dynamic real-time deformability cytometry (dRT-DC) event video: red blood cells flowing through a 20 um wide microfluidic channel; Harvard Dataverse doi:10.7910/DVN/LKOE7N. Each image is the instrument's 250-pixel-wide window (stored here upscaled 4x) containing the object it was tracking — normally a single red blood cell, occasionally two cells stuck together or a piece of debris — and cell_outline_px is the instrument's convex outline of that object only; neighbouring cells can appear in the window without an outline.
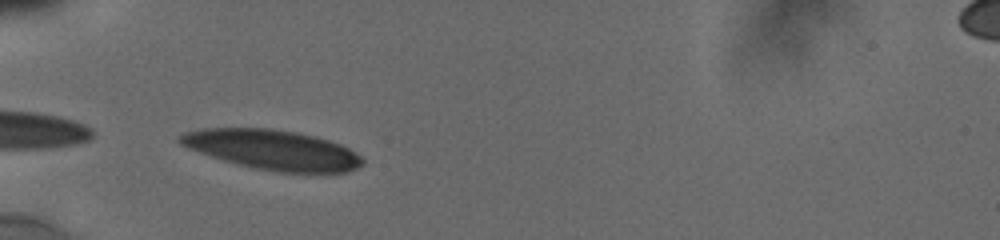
{"species": "human", "species_latin": "Homo sapiens", "temperature_condition": "cold", "stored_images_in_passage": 9, "camera_frame_rate_fps": 3000, "um_per_image_px": 0.085, "donor": {"sex": "male"}, "frame": {"image": 1, "passage_image": 4, "time_ms": 2.333, "image_size_px": [1000, 240], "cell_outline_px": [[364, 164], [348, 172], [280, 172], [256, 168], [224, 160], [188, 148], [180, 144], [176, 140], [176, 136], [184, 132], [200, 128], [272, 128], [296, 132], [316, 136], [340, 144], [348, 148], [360, 156], [364, 160]], "centroid_in_image_um": [23.14, 12.71], "position_along_channel_um": 61.9, "area_um2": 42.19}}
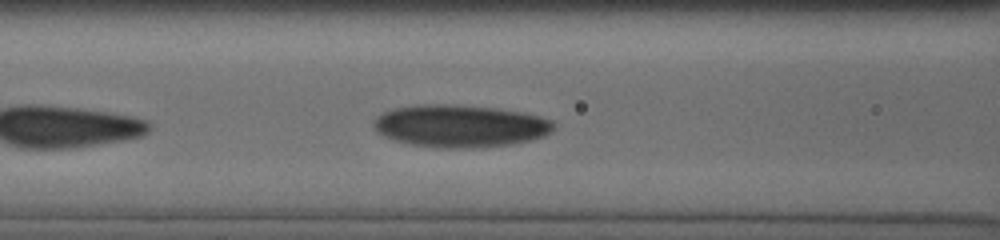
{"frame": {"image": 2, "passage_image": 7, "time_ms": 4.333, "image_size_px": [1000, 240], "cell_outline_px": [[556, 124], [552, 132], [544, 136], [512, 144], [472, 148], [444, 148], [408, 144], [384, 136], [376, 132], [372, 124], [372, 120], [376, 116], [384, 112], [396, 108], [420, 104], [448, 104], [492, 108], [520, 112], [552, 120]], "centroid_in_image_um": [39.07, 10.71], "position_along_channel_um": 127.5, "area_um2": 44.39}}
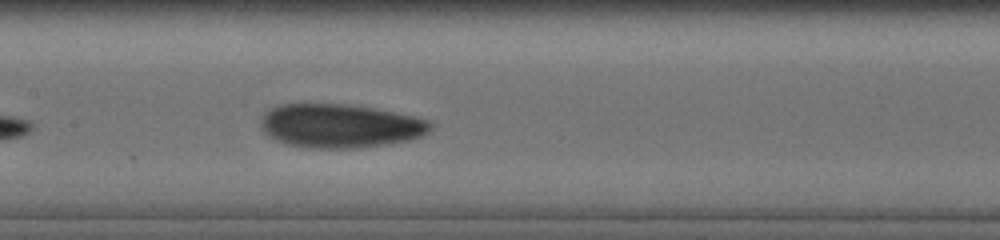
{"frame": {"image": 3, "passage_image": 9, "time_ms": 5.667, "image_size_px": [1000, 240], "cell_outline_px": [[432, 128], [428, 132], [420, 136], [408, 140], [384, 144], [356, 148], [312, 148], [288, 144], [276, 140], [268, 136], [260, 128], [260, 116], [268, 108], [280, 104], [348, 104], [372, 108], [432, 120]], "centroid_in_image_um": [28.85, 10.69], "position_along_channel_um": 178.5, "area_um2": 43.35}}